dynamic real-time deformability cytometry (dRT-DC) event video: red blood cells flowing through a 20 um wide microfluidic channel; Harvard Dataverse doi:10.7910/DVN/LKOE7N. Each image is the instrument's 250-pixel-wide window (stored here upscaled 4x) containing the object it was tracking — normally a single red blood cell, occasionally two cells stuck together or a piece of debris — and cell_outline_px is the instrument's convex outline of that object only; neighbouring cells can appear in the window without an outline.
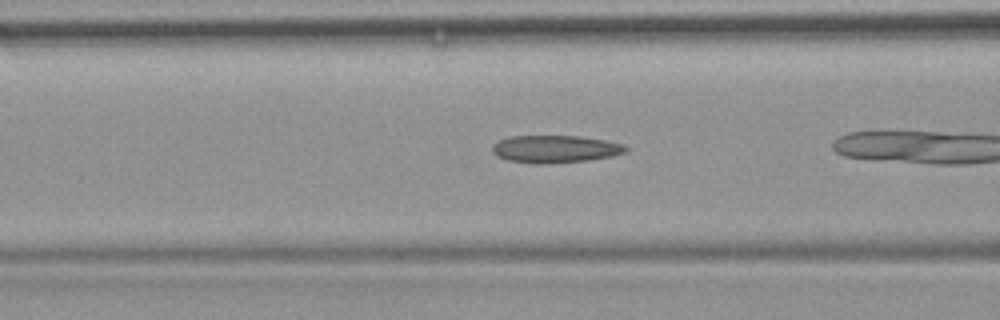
{"species": "common noctule bat (a hibernating species)", "species_latin": "Nyctalus noctula", "temperature_condition": "room temperature", "stored_images_in_passage": 23, "camera_frame_rate_fps": 3000, "um_per_image_px": 0.085, "animal": {"sex": "female", "body_mass_g": 19.9}, "frame": {"image": 1, "passage_image": 14, "time_ms": 4.333, "image_size_px": [1000, 320], "cell_outline_px": [[628, 152], [612, 156], [588, 160], [544, 164], [532, 164], [508, 160], [496, 156], [492, 152], [492, 144], [508, 136], [580, 136], [604, 140], [624, 144], [628, 148]], "centroid_in_image_um": [47.18, 12.67], "position_along_channel_um": 119.4, "area_um2": 21.56}}
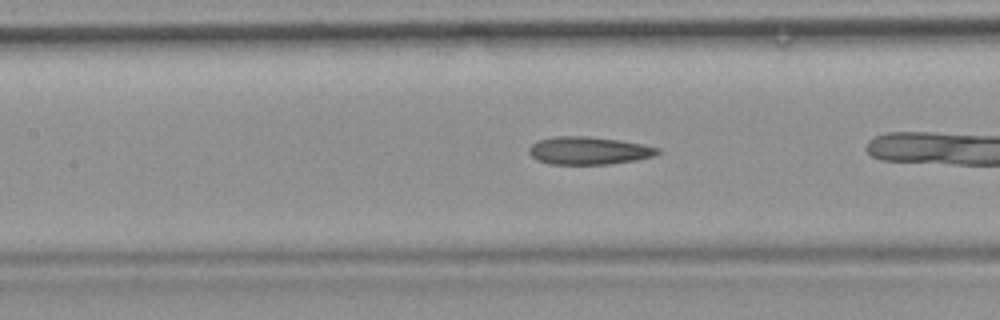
{"frame": {"image": 2, "passage_image": 17, "time_ms": 5.333, "image_size_px": [1000, 320], "cell_outline_px": [[660, 152], [652, 156], [636, 160], [608, 164], [548, 164], [536, 160], [528, 152], [528, 148], [536, 140], [556, 136], [588, 136], [620, 140], [660, 148]], "centroid_in_image_um": [49.99, 12.8], "position_along_channel_um": 157.4, "area_um2": 20.87}}